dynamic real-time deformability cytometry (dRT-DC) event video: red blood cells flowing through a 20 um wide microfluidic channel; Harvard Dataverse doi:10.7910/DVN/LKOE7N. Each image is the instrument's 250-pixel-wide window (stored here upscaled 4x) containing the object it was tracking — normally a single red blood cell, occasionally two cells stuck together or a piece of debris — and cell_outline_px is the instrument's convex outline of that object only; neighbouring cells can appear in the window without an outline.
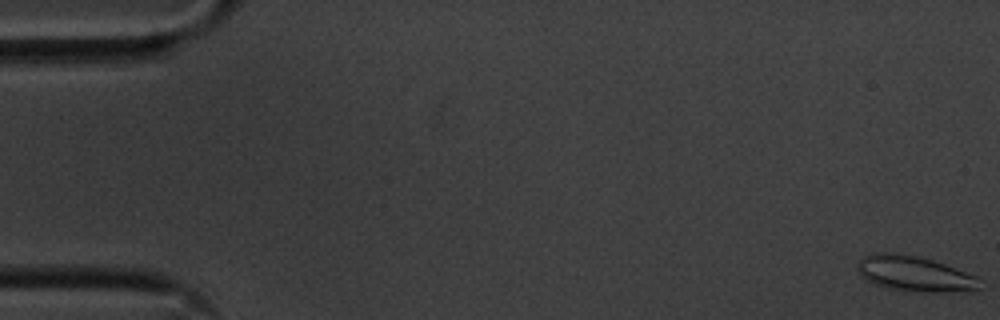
{"species": "common noctule bat (a hibernating species)", "species_latin": "Nyctalus noctula", "temperature_condition": "cold", "stored_images_in_passage": 56, "camera_frame_rate_fps": 3000, "um_per_image_px": 0.085, "animal": {"sex": "male", "body_mass_g": 20.1, "forearm_length_mm": 53.5}, "frame": {"image": 1, "passage_image": 1, "time_ms": 0.0, "image_size_px": [1000, 320], "cell_outline_px": [[980, 288], [936, 292], [904, 292], [888, 288], [876, 284], [868, 280], [856, 272], [856, 264], [864, 256], [872, 252], [892, 252], [916, 256], [932, 260], [944, 264], [976, 276]], "centroid_in_image_um": [77.62, 23.25], "position_along_channel_um": 7.4, "area_um2": 24.97}}
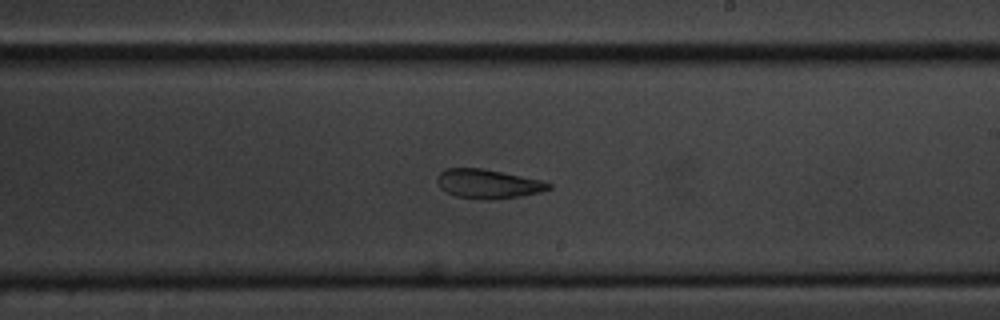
{"frame": {"image": 2, "passage_image": 33, "time_ms": 10.667, "image_size_px": [1000, 320], "cell_outline_px": [[552, 188], [540, 192], [520, 196], [492, 200], [456, 196], [444, 192], [440, 188], [436, 180], [440, 172], [444, 168], [480, 168], [540, 180], [552, 184]], "centroid_in_image_um": [41.44, 15.63], "position_along_channel_um": 247.6, "area_um2": 18.79}}
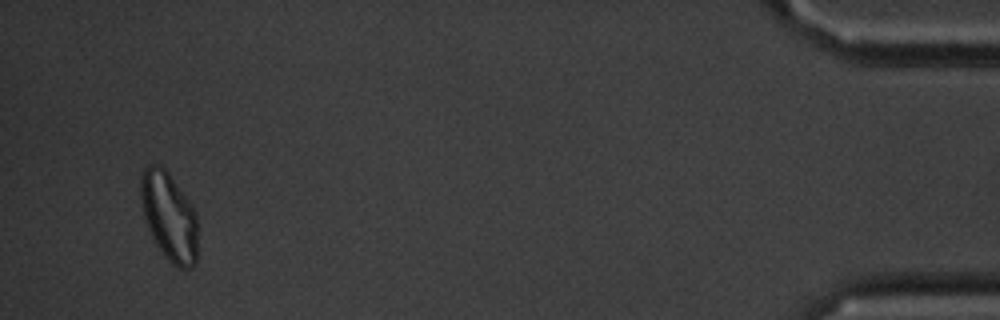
{"frame": {"image": 3, "passage_image": 54, "time_ms": 17.667, "image_size_px": [1000, 320], "cell_outline_px": [[196, 264], [192, 268], [176, 268], [164, 256], [156, 244], [144, 220], [140, 196], [140, 172], [148, 164], [160, 164], [168, 172], [192, 204], [196, 212]], "centroid_in_image_um": [14.35, 18.38], "position_along_channel_um": 420.9, "area_um2": 29.71}, "authors_computed_cell_mechanics": {"area_um2": 21.8773, "velocity_mm_per_s": 3.5802, "shape_relaxation_time_tau1_ms": 8.3581, "shape_relaxation_time_tau2_ms": 2.9794, "deformation_change_tau1": 0.1696, "deformation_change_tau2": 0.0981}}